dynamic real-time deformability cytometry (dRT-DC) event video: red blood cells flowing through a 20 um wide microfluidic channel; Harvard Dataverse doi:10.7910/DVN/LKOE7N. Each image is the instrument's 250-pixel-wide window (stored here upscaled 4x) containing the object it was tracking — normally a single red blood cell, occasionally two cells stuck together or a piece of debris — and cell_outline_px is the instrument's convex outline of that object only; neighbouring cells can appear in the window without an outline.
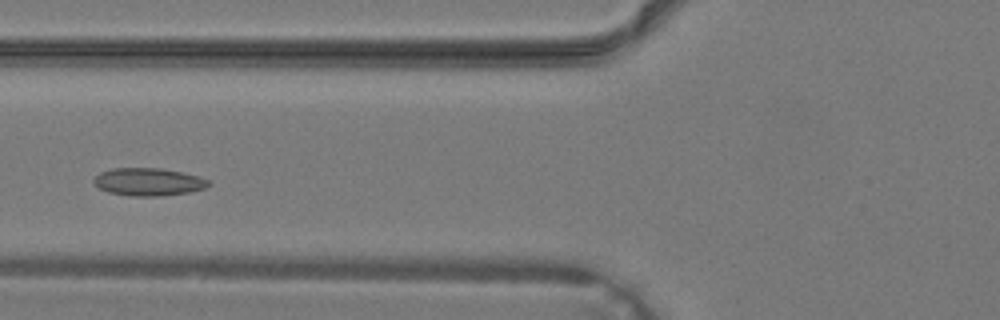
{"species": "common noctule bat (a hibernating species)", "species_latin": "Nyctalus noctula", "temperature_condition": "warm", "stored_images_in_passage": 29, "camera_frame_rate_fps": 3000, "um_per_image_px": 0.085, "animal": {"sex": "male", "body_mass_g": 19.2, "forearm_length_mm": 51.8}, "frame": {"image": 1, "passage_image": 6, "time_ms": 1.667, "image_size_px": [1000, 320], "cell_outline_px": [[212, 184], [204, 188], [188, 192], [160, 196], [128, 196], [108, 192], [100, 188], [92, 180], [100, 172], [112, 168], [160, 168], [200, 176], [208, 180]], "centroid_in_image_um": [12.61, 15.46], "position_along_channel_um": 113.2, "area_um2": 18.5}}
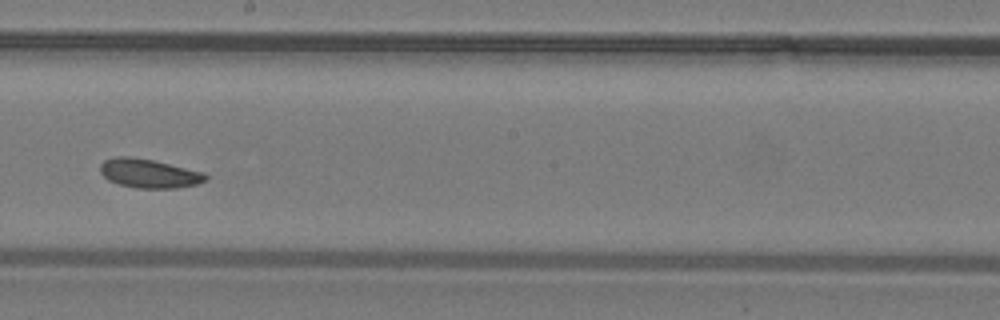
{"frame": {"image": 2, "passage_image": 13, "time_ms": 4.0, "image_size_px": [1000, 320], "cell_outline_px": [[208, 180], [196, 184], [176, 188], [136, 188], [120, 184], [108, 180], [100, 172], [100, 164], [104, 160], [116, 156], [128, 156], [152, 160], [204, 172], [208, 176]], "centroid_in_image_um": [12.66, 14.74], "position_along_channel_um": 235.5, "area_um2": 17.74}}
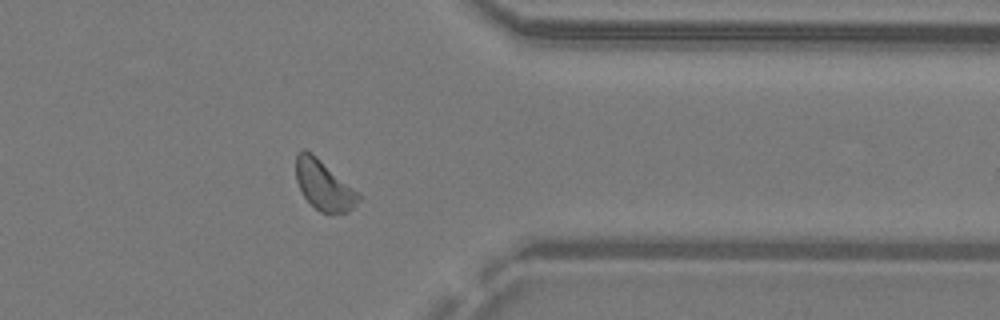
{"frame": {"image": 3, "passage_image": 22, "time_ms": 7.0, "image_size_px": [1000, 320], "cell_outline_px": [[360, 200], [348, 212], [320, 212], [304, 196], [296, 180], [296, 156], [304, 148], [312, 152], [356, 192], [360, 196]], "centroid_in_image_um": [27.48, 15.73], "position_along_channel_um": 383.9, "area_um2": 17.46}}